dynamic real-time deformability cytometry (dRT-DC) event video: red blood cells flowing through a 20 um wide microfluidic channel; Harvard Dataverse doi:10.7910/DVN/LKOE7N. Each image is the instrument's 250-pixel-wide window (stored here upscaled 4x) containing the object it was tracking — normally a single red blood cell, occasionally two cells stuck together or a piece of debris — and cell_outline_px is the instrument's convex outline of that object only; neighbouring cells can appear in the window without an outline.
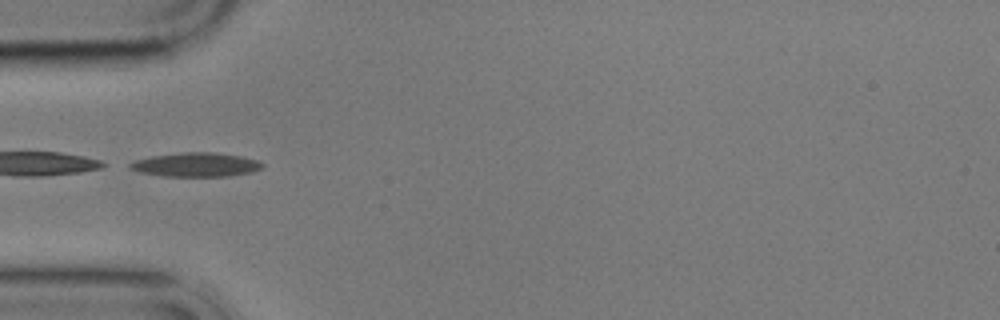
{"species": "common noctule bat (a hibernating species)", "species_latin": "Nyctalus noctula", "temperature_condition": "cold", "stored_images_in_passage": 4, "camera_frame_rate_fps": 3000, "um_per_image_px": 0.085, "animal": {"sex": "male", "body_mass_g": 17.9}, "frame": {"image": 1, "passage_image": 4, "time_ms": 4.333, "image_size_px": [1000, 320], "cell_outline_px": [[264, 168], [252, 172], [228, 176], [160, 176], [140, 172], [128, 168], [128, 164], [136, 160], [152, 156], [184, 152], [212, 152], [240, 156], [260, 160], [264, 164]], "centroid_in_image_um": [16.69, 14.0], "position_along_channel_um": 68.3, "area_um2": 18.61}}